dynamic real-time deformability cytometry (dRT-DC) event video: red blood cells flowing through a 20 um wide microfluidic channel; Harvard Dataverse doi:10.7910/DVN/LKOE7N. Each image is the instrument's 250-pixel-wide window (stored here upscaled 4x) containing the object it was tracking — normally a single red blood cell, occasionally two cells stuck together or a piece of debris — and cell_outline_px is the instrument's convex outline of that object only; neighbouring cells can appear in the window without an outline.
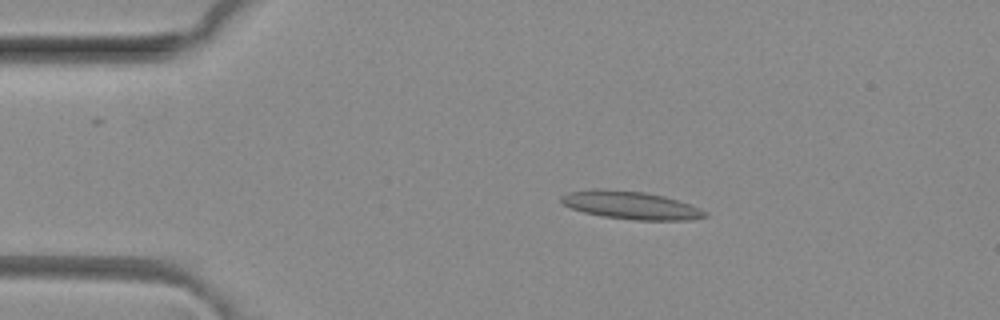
{"species": "common noctule bat (a hibernating species)", "species_latin": "Nyctalus noctula", "temperature_condition": "room temperature", "stored_images_in_passage": 4, "camera_frame_rate_fps": 3000, "um_per_image_px": 0.085, "animal": {"sex": "female", "body_mass_g": 29.2, "forearm_length_mm": 56.3}, "frame": {"image": 1, "passage_image": 3, "time_ms": 0.667, "image_size_px": [1000, 320], "cell_outline_px": [[708, 216], [688, 220], [636, 220], [604, 216], [584, 212], [572, 208], [564, 204], [560, 200], [560, 196], [568, 192], [596, 188], [604, 188], [644, 192], [664, 196], [700, 208], [708, 212]], "centroid_in_image_um": [53.61, 17.43], "position_along_channel_um": 31.4, "area_um2": 23.29}}